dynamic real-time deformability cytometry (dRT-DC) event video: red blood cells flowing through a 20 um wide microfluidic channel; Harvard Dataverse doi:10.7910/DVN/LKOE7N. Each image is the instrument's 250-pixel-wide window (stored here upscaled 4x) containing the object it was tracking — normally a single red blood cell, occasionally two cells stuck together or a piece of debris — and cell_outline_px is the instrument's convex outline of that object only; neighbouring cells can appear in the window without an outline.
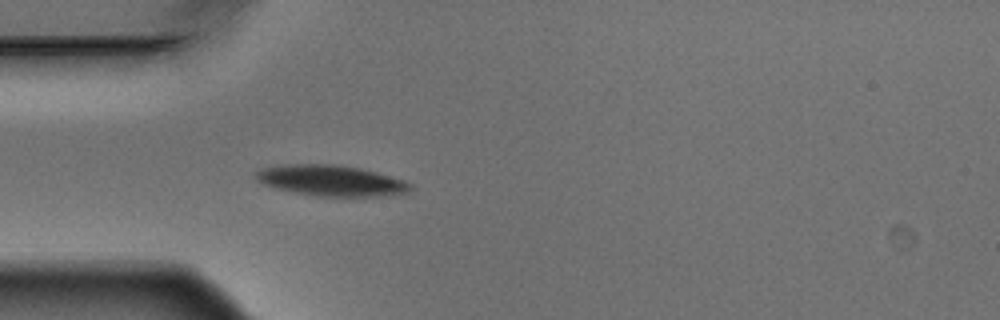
{"species": "Egyptian fruit bat (a non-hibernating species)", "species_latin": "Rousettus aegyptiacus", "temperature_condition": "warm", "stored_images_in_passage": 3, "camera_frame_rate_fps": 3000, "um_per_image_px": 0.085, "animal": {"sex": "male"}, "frame": {"image": 1, "passage_image": 3, "time_ms": 0.667, "image_size_px": [1000, 320], "cell_outline_px": [[412, 188], [408, 192], [376, 196], [320, 196], [296, 192], [276, 188], [260, 184], [252, 176], [260, 168], [284, 164], [336, 164], [360, 168], [376, 172], [404, 180], [412, 184]], "centroid_in_image_um": [28.08, 15.33], "position_along_channel_um": 56.9, "area_um2": 27.74}}